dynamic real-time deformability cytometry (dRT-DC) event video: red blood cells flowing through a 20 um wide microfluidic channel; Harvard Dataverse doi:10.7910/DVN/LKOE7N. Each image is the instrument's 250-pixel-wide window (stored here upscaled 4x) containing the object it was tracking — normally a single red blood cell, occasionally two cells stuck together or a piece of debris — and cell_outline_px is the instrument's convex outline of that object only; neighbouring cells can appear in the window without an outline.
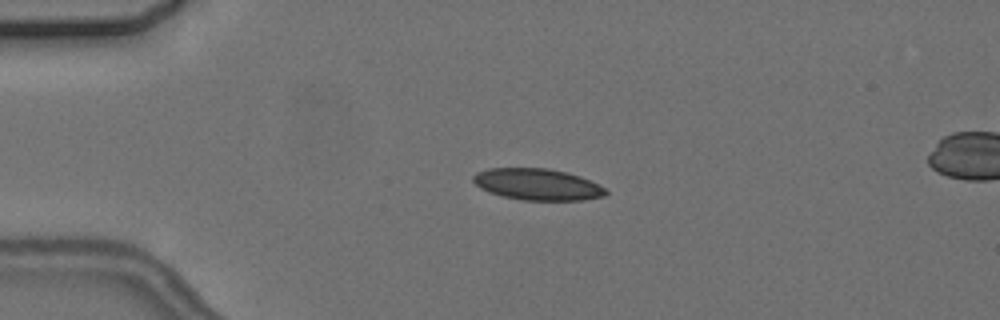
{"species": "common noctule bat (a hibernating species)", "species_latin": "Nyctalus noctula", "temperature_condition": "cold", "stored_images_in_passage": 5, "camera_frame_rate_fps": 3000, "um_per_image_px": 0.085, "animal": {"sex": "female", "body_mass_g": 24.6, "forearm_length_mm": 56.2}, "frame": {"image": 1, "passage_image": 3, "time_ms": 2.333, "image_size_px": [1000, 320], "cell_outline_px": [[608, 192], [604, 196], [584, 200], [524, 200], [504, 196], [488, 192], [480, 188], [472, 180], [472, 176], [476, 172], [488, 168], [548, 168], [568, 172], [580, 176], [604, 188]], "centroid_in_image_um": [45.65, 15.66], "position_along_channel_um": 39.3, "area_um2": 24.28}}